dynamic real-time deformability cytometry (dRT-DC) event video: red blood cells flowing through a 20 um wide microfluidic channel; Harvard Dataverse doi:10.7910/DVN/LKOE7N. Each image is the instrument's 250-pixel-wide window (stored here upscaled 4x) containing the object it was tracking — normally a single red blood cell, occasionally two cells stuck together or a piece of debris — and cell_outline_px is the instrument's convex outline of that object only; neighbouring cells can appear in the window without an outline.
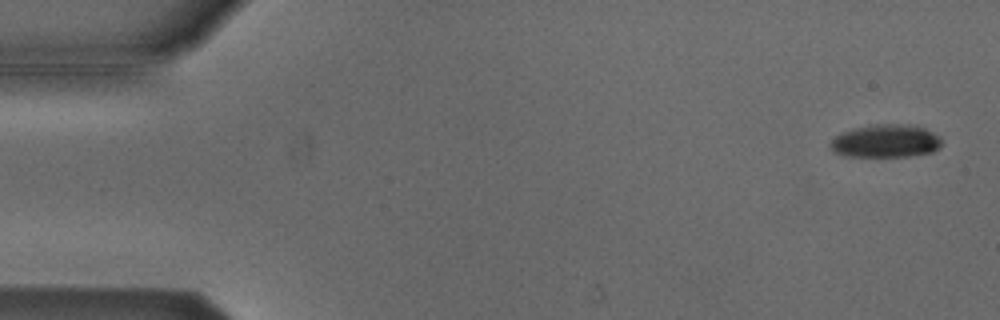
{"species": "Egyptian fruit bat (a non-hibernating species)", "species_latin": "Rousettus aegyptiacus", "temperature_condition": "cold", "stored_images_in_passage": 54, "camera_frame_rate_fps": 3000, "um_per_image_px": 0.085, "animal": {"sex": "male"}, "frame": {"image": 1, "passage_image": 2, "time_ms": 0.333, "image_size_px": [1000, 320], "cell_outline_px": [[940, 148], [932, 152], [908, 156], [848, 156], [836, 152], [828, 144], [836, 136], [844, 132], [856, 128], [876, 124], [908, 124], [924, 128], [932, 132], [940, 140]], "centroid_in_image_um": [75.3, 11.99], "position_along_channel_um": 9.7, "area_um2": 20.98}}
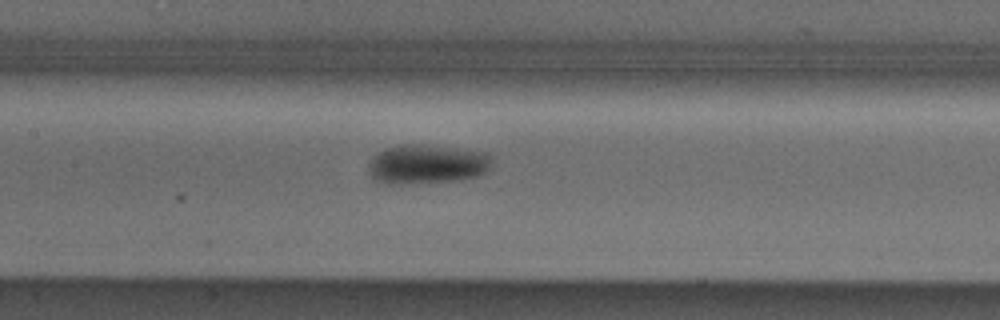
{"frame": {"image": 2, "passage_image": 25, "time_ms": 8.0, "image_size_px": [1000, 320], "cell_outline_px": [[492, 164], [488, 172], [480, 176], [464, 180], [412, 184], [384, 184], [376, 180], [372, 176], [368, 164], [384, 148], [400, 144], [420, 144], [456, 148], [488, 152], [492, 156]], "centroid_in_image_um": [36.37, 13.97], "position_along_channel_um": 171.0, "area_um2": 28.84}}
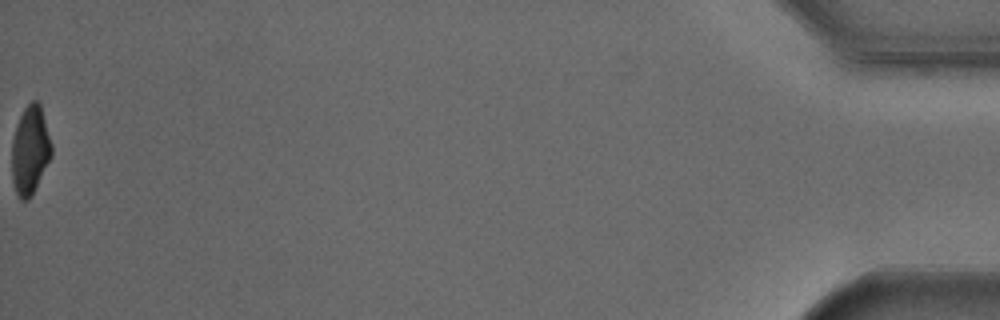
{"frame": {"image": 3, "passage_image": 54, "time_ms": 17.667, "image_size_px": [1000, 320], "cell_outline_px": [[52, 156], [28, 200], [20, 200], [16, 192], [12, 180], [12, 140], [16, 124], [24, 108], [32, 100], [40, 100], [52, 144]], "centroid_in_image_um": [2.57, 12.71], "position_along_channel_um": 432.6, "area_um2": 20.58}, "authors_computed_cell_mechanics": {"area_um2": 23.9581, "velocity_mm_per_s": 3.8246, "shape_relaxation_time_tau1_ms": 2.1349, "shape_relaxation_time_tau2_ms": null, "deformation_change_tau1": 0.1249, "deformation_change_tau2": null}}